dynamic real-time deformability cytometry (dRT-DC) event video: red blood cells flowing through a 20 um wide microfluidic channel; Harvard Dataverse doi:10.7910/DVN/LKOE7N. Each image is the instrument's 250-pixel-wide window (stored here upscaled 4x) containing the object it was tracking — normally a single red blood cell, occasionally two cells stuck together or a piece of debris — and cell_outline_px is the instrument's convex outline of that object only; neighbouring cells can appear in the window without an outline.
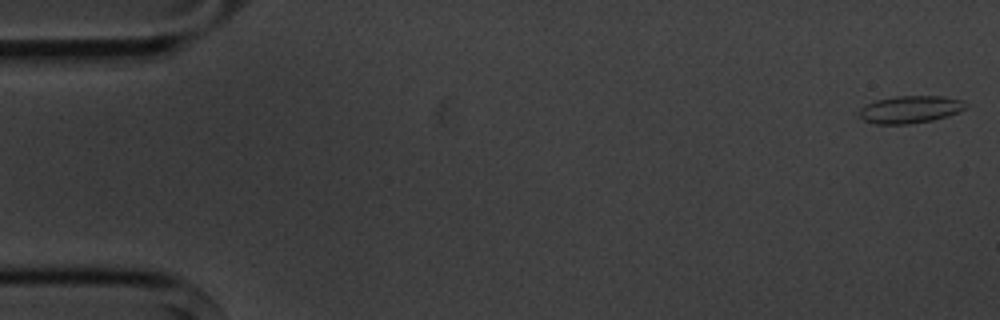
{"species": "common noctule bat (a hibernating species)", "species_latin": "Nyctalus noctula", "temperature_condition": "cold", "stored_images_in_passage": 3, "camera_frame_rate_fps": 3000, "um_per_image_px": 0.085, "animal": {"sex": "male", "body_mass_g": 20.1, "forearm_length_mm": 53.5}, "frame": {"image": 1, "passage_image": 1, "time_ms": 0.0, "image_size_px": [1000, 320], "cell_outline_px": [[964, 108], [960, 112], [948, 116], [932, 120], [908, 124], [876, 124], [864, 120], [860, 116], [860, 108], [876, 100], [896, 96], [944, 96], [964, 100]], "centroid_in_image_um": [77.38, 9.3], "position_along_channel_um": 7.6, "area_um2": 16.88}}